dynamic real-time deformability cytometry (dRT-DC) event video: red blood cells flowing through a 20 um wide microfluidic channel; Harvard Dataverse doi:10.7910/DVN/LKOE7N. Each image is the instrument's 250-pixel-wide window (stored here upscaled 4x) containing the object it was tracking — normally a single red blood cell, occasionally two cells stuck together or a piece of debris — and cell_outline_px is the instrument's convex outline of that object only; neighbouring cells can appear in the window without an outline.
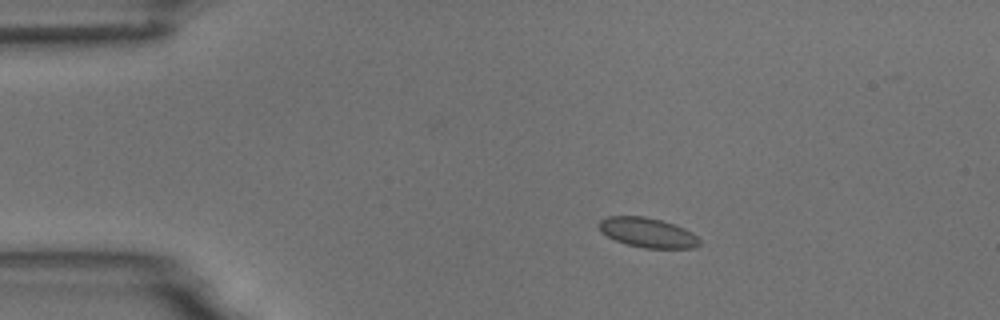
{"species": "common noctule bat (a hibernating species)", "species_latin": "Nyctalus noctula", "temperature_condition": "room temperature", "stored_images_in_passage": 6, "camera_frame_rate_fps": 3000, "um_per_image_px": 0.085, "animal": {"sex": "male", "body_mass_g": 18.8}, "frame": {"image": 1, "passage_image": 3, "time_ms": 3.333, "image_size_px": [1000, 320], "cell_outline_px": [[700, 244], [696, 248], [644, 248], [628, 244], [616, 240], [600, 232], [596, 224], [600, 220], [608, 216], [644, 216], [660, 220], [684, 228], [692, 232], [700, 240]], "centroid_in_image_um": [55.02, 19.77], "position_along_channel_um": 30.0, "area_um2": 17.4}}
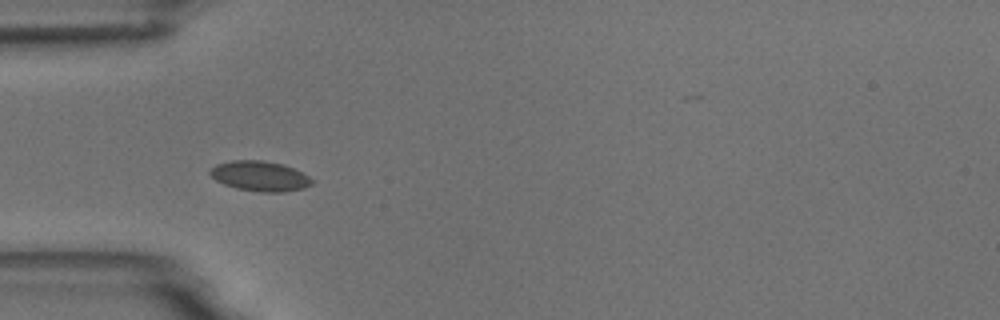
{"frame": {"image": 2, "passage_image": 5, "time_ms": 5.667, "image_size_px": [1000, 320], "cell_outline_px": [[312, 184], [304, 188], [284, 192], [260, 192], [236, 188], [224, 184], [216, 180], [208, 172], [208, 168], [216, 164], [232, 160], [264, 160], [284, 164], [308, 176], [312, 180]], "centroid_in_image_um": [22.05, 14.96], "position_along_channel_um": 62.9, "area_um2": 17.92}}